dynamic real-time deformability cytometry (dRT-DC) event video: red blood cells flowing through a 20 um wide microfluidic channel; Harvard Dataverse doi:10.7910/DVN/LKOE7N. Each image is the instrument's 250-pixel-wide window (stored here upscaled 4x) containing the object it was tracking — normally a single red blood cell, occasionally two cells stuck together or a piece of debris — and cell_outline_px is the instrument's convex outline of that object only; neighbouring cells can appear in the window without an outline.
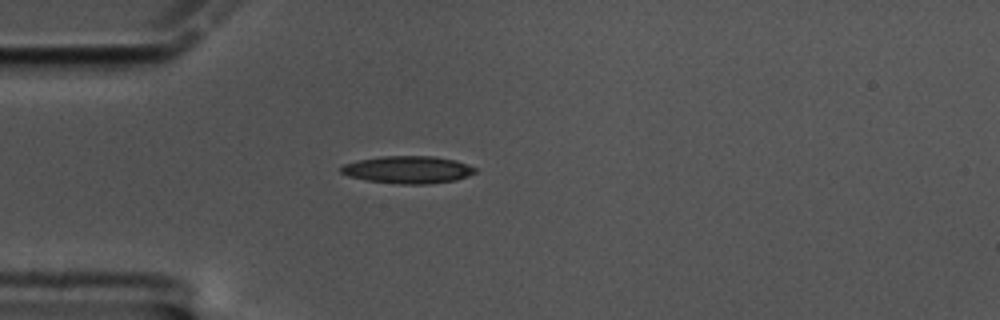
{"species": "common noctule bat (a hibernating species)", "species_latin": "Nyctalus noctula", "temperature_condition": "cold", "stored_images_in_passage": 44, "camera_frame_rate_fps": 3000, "um_per_image_px": 0.085, "animal": {"sex": "male", "body_mass_g": 17.5, "forearm_length_mm": 52.3}, "frame": {"image": 1, "passage_image": 1, "time_ms": 0.0, "image_size_px": [1000, 320], "cell_outline_px": [[476, 172], [468, 176], [456, 180], [428, 184], [400, 184], [368, 180], [348, 176], [340, 172], [340, 168], [344, 164], [356, 160], [380, 156], [432, 156], [456, 160], [476, 168]], "centroid_in_image_um": [34.66, 14.42], "position_along_channel_um": 50.3, "area_um2": 21.44}}
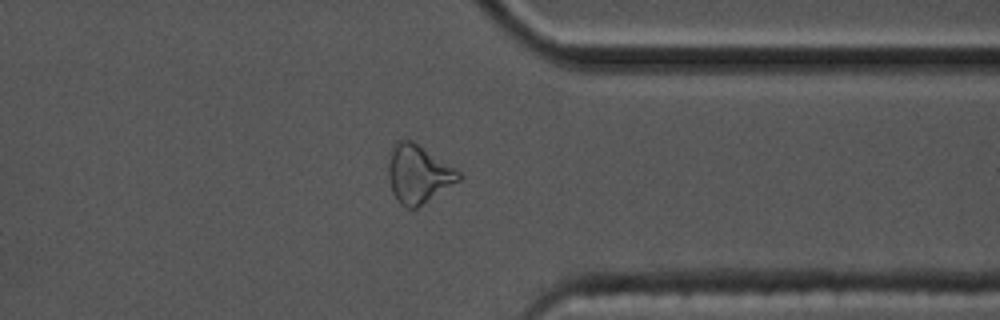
{"frame": {"image": 2, "passage_image": 31, "time_ms": 10.0, "image_size_px": [1000, 320], "cell_outline_px": [[464, 176], [460, 180], [416, 208], [408, 208], [400, 204], [392, 192], [388, 176], [388, 164], [392, 148], [396, 140], [412, 140], [420, 144], [460, 172]], "centroid_in_image_um": [35.55, 14.77], "position_along_channel_um": 375.9, "area_um2": 23.76}}
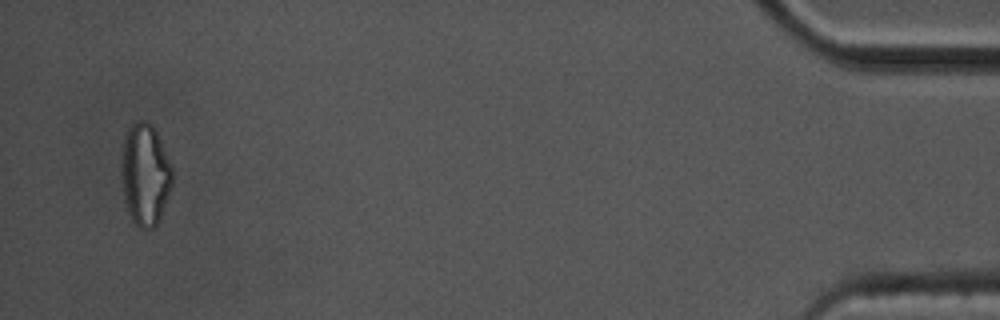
{"frame": {"image": 3, "passage_image": 42, "time_ms": 13.667, "image_size_px": [1000, 320], "cell_outline_px": [[172, 184], [160, 220], [156, 228], [136, 228], [128, 212], [124, 200], [120, 172], [120, 164], [124, 136], [128, 128], [136, 120], [148, 120], [152, 124], [156, 132], [172, 168]], "centroid_in_image_um": [12.3, 14.85], "position_along_channel_um": 422.9, "area_um2": 30.69}, "authors_computed_cell_mechanics": {"area_um2": 21.2704, "velocity_mm_per_s": 3.4015, "shape_relaxation_time_tau1_ms": null, "shape_relaxation_time_tau2_ms": 6.6153, "deformation_change_tau1": null, "deformation_change_tau2": 0.1709}}